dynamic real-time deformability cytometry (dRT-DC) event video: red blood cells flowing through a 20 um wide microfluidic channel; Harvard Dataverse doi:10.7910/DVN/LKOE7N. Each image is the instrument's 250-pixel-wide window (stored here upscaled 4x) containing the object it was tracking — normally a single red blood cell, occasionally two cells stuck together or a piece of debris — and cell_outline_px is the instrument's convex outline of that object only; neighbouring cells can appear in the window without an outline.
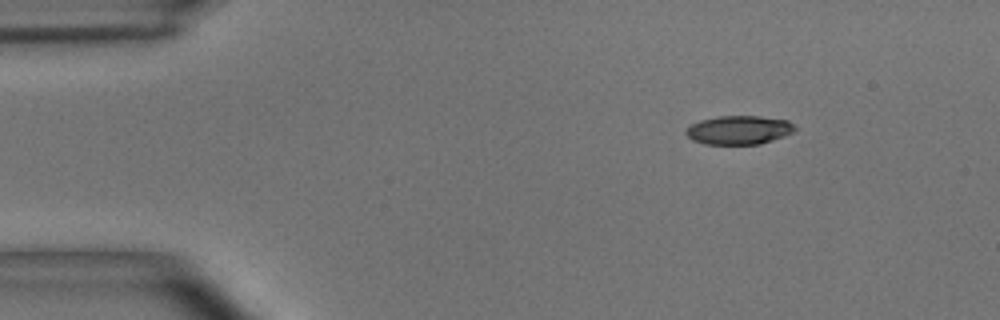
{"species": "common noctule bat (a hibernating species)", "species_latin": "Nyctalus noctula", "temperature_condition": "room temperature", "stored_images_in_passage": 7, "camera_frame_rate_fps": 3000, "um_per_image_px": 0.085, "animal": {"sex": "male", "body_mass_g": 15.6}, "frame": {"image": 1, "passage_image": 1, "time_ms": 0.0, "image_size_px": [1000, 320], "cell_outline_px": [[796, 132], [760, 144], [704, 144], [692, 140], [684, 132], [692, 124], [700, 120], [716, 116], [760, 116], [788, 120], [796, 128]], "centroid_in_image_um": [62.82, 11.05], "position_along_channel_um": 22.2, "area_um2": 18.32}}
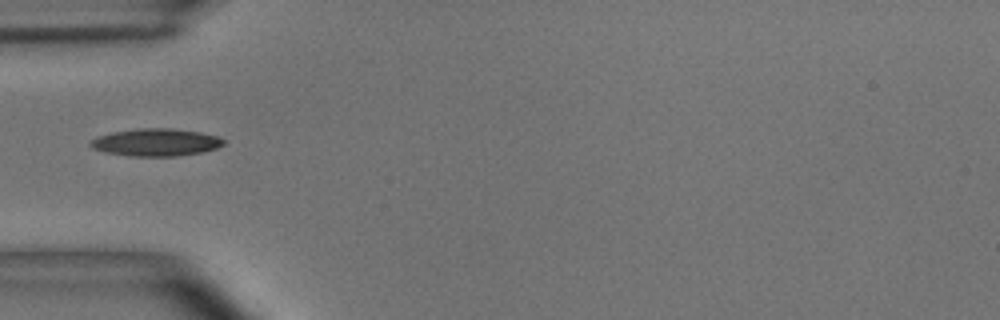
{"frame": {"image": 2, "passage_image": 4, "time_ms": 1.0, "image_size_px": [1000, 320], "cell_outline_px": [[224, 144], [216, 148], [200, 152], [176, 156], [132, 156], [104, 152], [92, 148], [88, 144], [88, 140], [96, 136], [112, 132], [136, 128], [172, 128], [200, 132], [216, 136], [224, 140]], "centroid_in_image_um": [13.18, 12.09], "position_along_channel_um": 71.8, "area_um2": 21.39}}
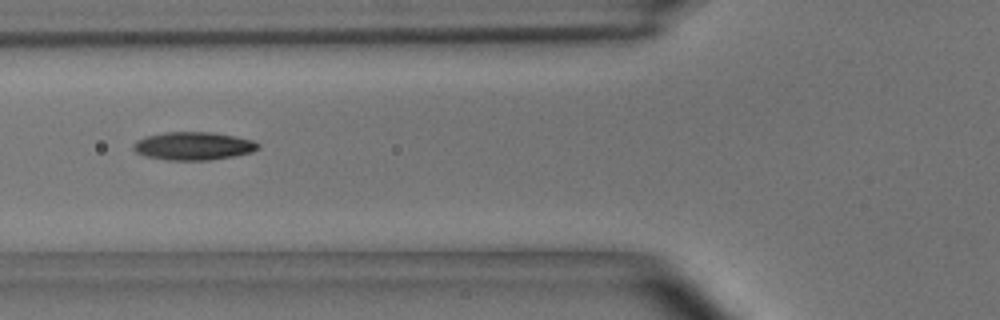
{"frame": {"image": 3, "passage_image": 5, "time_ms": 1.333, "image_size_px": [1000, 320], "cell_outline_px": [[260, 148], [252, 152], [232, 156], [208, 160], [168, 160], [144, 156], [136, 152], [132, 148], [132, 144], [136, 140], [144, 136], [164, 132], [212, 132], [236, 136], [252, 140], [260, 144]], "centroid_in_image_um": [16.4, 12.4], "position_along_channel_um": 109.4, "area_um2": 20.58}}